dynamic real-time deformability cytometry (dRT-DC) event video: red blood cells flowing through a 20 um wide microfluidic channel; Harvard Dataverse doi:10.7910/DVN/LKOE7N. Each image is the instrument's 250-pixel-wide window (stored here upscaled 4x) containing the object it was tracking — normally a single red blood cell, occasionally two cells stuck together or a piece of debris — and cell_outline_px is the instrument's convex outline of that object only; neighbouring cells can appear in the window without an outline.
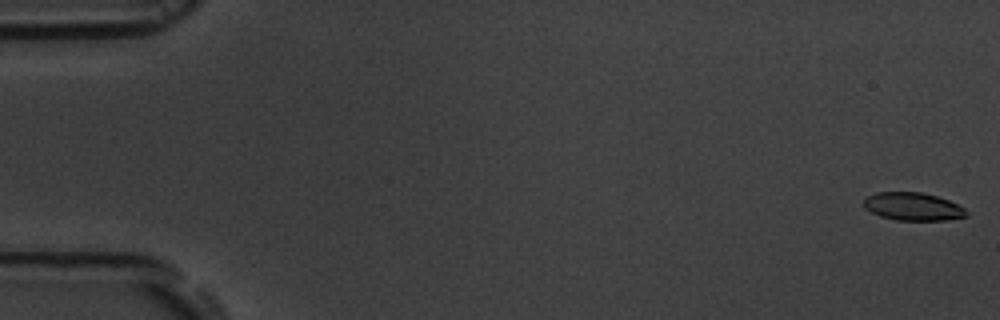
{"species": "common noctule bat (a hibernating species)", "species_latin": "Nyctalus noctula", "temperature_condition": "room temperature", "stored_images_in_passage": 2, "segment_of_instrument_passage": [2, 2], "camera_frame_rate_fps": 3000, "um_per_image_px": 0.085, "animal": {"sex": "male", "body_mass_g": 19.5, "forearm_length_mm": 54.6}, "frame": {"image": 1, "passage_image": 2, "time_ms": 2.0, "image_size_px": [1000, 320], "cell_outline_px": [[968, 216], [944, 220], [896, 220], [880, 216], [864, 208], [864, 196], [876, 192], [920, 192], [936, 196], [948, 200], [964, 208], [968, 212]], "centroid_in_image_um": [77.57, 17.55], "position_along_channel_um": 7.4, "area_um2": 16.7}}